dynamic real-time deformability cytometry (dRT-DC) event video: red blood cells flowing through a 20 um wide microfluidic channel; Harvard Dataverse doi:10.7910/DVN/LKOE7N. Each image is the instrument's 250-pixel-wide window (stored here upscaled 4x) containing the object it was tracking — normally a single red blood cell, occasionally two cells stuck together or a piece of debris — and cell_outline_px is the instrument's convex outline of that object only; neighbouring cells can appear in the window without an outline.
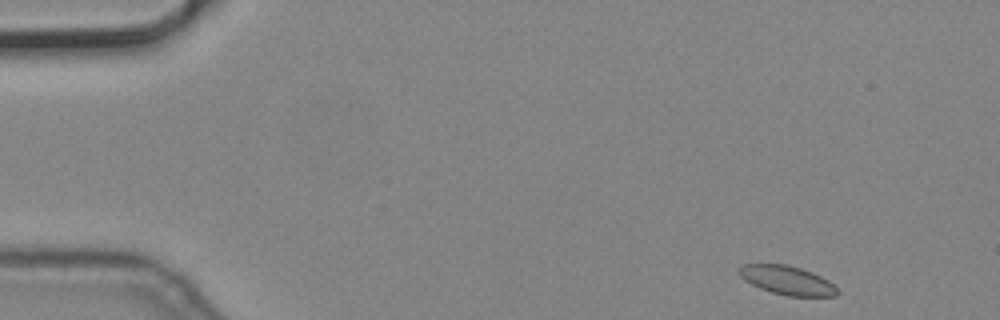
{"species": "common noctule bat (a hibernating species)", "species_latin": "Nyctalus noctula", "temperature_condition": "cold", "stored_images_in_passage": 52, "camera_frame_rate_fps": 3000, "um_per_image_px": 0.085, "animal": {"sex": "male", "body_mass_g": 19.2, "forearm_length_mm": 51.8}, "frame": {"image": 1, "passage_image": 1, "time_ms": 0.0, "image_size_px": [1000, 320], "cell_outline_px": [[840, 292], [836, 296], [788, 296], [772, 292], [760, 288], [744, 280], [736, 272], [736, 268], [744, 264], [784, 264], [800, 268], [812, 272], [828, 280]], "centroid_in_image_um": [66.87, 23.82], "position_along_channel_um": 18.1, "area_um2": 16.53}}
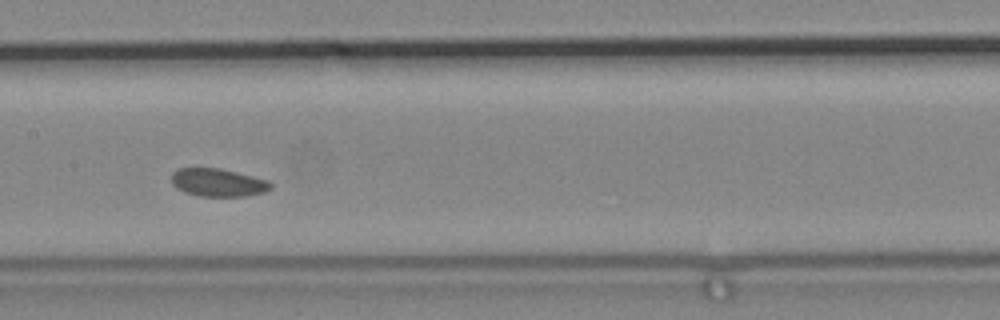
{"frame": {"image": 2, "passage_image": 24, "time_ms": 7.667, "image_size_px": [1000, 320], "cell_outline_px": [[272, 188], [264, 192], [244, 196], [200, 196], [184, 192], [176, 188], [172, 184], [172, 172], [180, 168], [220, 168], [268, 180], [272, 184]], "centroid_in_image_um": [18.52, 15.51], "position_along_channel_um": 188.9, "area_um2": 16.13}}
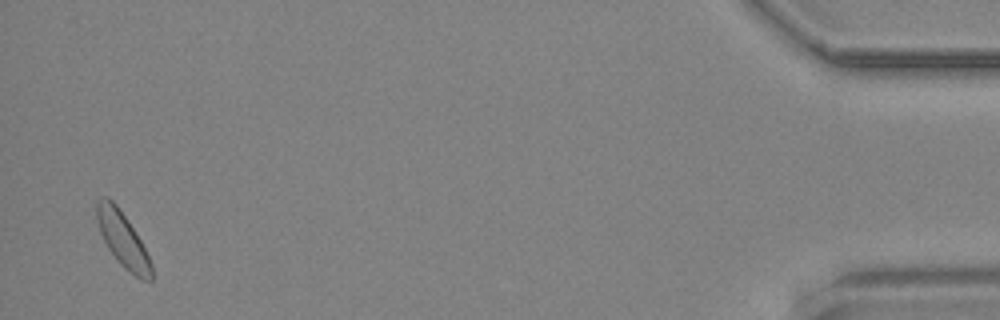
{"frame": {"image": 3, "passage_image": 51, "time_ms": 16.667, "image_size_px": [1000, 320], "cell_outline_px": [[152, 280], [140, 280], [124, 268], [116, 260], [108, 248], [100, 232], [96, 216], [96, 200], [100, 196], [108, 196], [116, 204], [140, 240], [152, 264]], "centroid_in_image_um": [10.4, 20.35], "position_along_channel_um": 424.8, "area_um2": 17.28}}